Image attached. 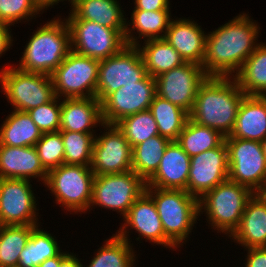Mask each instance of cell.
<instances>
[{
  "mask_svg": "<svg viewBox=\"0 0 266 267\" xmlns=\"http://www.w3.org/2000/svg\"><path fill=\"white\" fill-rule=\"evenodd\" d=\"M260 27L242 13L207 33L202 68L208 77H233L255 51Z\"/></svg>",
  "mask_w": 266,
  "mask_h": 267,
  "instance_id": "cell-1",
  "label": "cell"
},
{
  "mask_svg": "<svg viewBox=\"0 0 266 267\" xmlns=\"http://www.w3.org/2000/svg\"><path fill=\"white\" fill-rule=\"evenodd\" d=\"M245 96L233 77H207L198 88L189 119L227 137Z\"/></svg>",
  "mask_w": 266,
  "mask_h": 267,
  "instance_id": "cell-2",
  "label": "cell"
},
{
  "mask_svg": "<svg viewBox=\"0 0 266 267\" xmlns=\"http://www.w3.org/2000/svg\"><path fill=\"white\" fill-rule=\"evenodd\" d=\"M56 18L34 30L19 60V70L51 75L69 54L71 34L68 23L65 18Z\"/></svg>",
  "mask_w": 266,
  "mask_h": 267,
  "instance_id": "cell-3",
  "label": "cell"
},
{
  "mask_svg": "<svg viewBox=\"0 0 266 267\" xmlns=\"http://www.w3.org/2000/svg\"><path fill=\"white\" fill-rule=\"evenodd\" d=\"M153 198L165 236L179 248L198 220L199 199L185 190L145 188Z\"/></svg>",
  "mask_w": 266,
  "mask_h": 267,
  "instance_id": "cell-4",
  "label": "cell"
},
{
  "mask_svg": "<svg viewBox=\"0 0 266 267\" xmlns=\"http://www.w3.org/2000/svg\"><path fill=\"white\" fill-rule=\"evenodd\" d=\"M253 195L246 186L227 179L199 199V214L206 212L211 228L230 237L239 227L245 206Z\"/></svg>",
  "mask_w": 266,
  "mask_h": 267,
  "instance_id": "cell-5",
  "label": "cell"
},
{
  "mask_svg": "<svg viewBox=\"0 0 266 267\" xmlns=\"http://www.w3.org/2000/svg\"><path fill=\"white\" fill-rule=\"evenodd\" d=\"M94 177L90 166L62 164L48 171L44 185L64 210L85 214L90 208Z\"/></svg>",
  "mask_w": 266,
  "mask_h": 267,
  "instance_id": "cell-6",
  "label": "cell"
},
{
  "mask_svg": "<svg viewBox=\"0 0 266 267\" xmlns=\"http://www.w3.org/2000/svg\"><path fill=\"white\" fill-rule=\"evenodd\" d=\"M13 66L3 65L0 70V92L6 96L13 110L27 112L55 97L50 75L25 72L19 70L17 65Z\"/></svg>",
  "mask_w": 266,
  "mask_h": 267,
  "instance_id": "cell-7",
  "label": "cell"
},
{
  "mask_svg": "<svg viewBox=\"0 0 266 267\" xmlns=\"http://www.w3.org/2000/svg\"><path fill=\"white\" fill-rule=\"evenodd\" d=\"M100 61L71 50L50 75L56 97H96ZM63 96V97H62Z\"/></svg>",
  "mask_w": 266,
  "mask_h": 267,
  "instance_id": "cell-8",
  "label": "cell"
},
{
  "mask_svg": "<svg viewBox=\"0 0 266 267\" xmlns=\"http://www.w3.org/2000/svg\"><path fill=\"white\" fill-rule=\"evenodd\" d=\"M145 188L146 182L133 170L95 175L89 211L94 206L108 208L124 217Z\"/></svg>",
  "mask_w": 266,
  "mask_h": 267,
  "instance_id": "cell-9",
  "label": "cell"
},
{
  "mask_svg": "<svg viewBox=\"0 0 266 267\" xmlns=\"http://www.w3.org/2000/svg\"><path fill=\"white\" fill-rule=\"evenodd\" d=\"M228 149V179L261 193L266 185V159L259 141L225 138Z\"/></svg>",
  "mask_w": 266,
  "mask_h": 267,
  "instance_id": "cell-10",
  "label": "cell"
},
{
  "mask_svg": "<svg viewBox=\"0 0 266 267\" xmlns=\"http://www.w3.org/2000/svg\"><path fill=\"white\" fill-rule=\"evenodd\" d=\"M147 75L137 46L126 45L119 53L100 60L96 98L102 103L120 87L135 84Z\"/></svg>",
  "mask_w": 266,
  "mask_h": 267,
  "instance_id": "cell-11",
  "label": "cell"
},
{
  "mask_svg": "<svg viewBox=\"0 0 266 267\" xmlns=\"http://www.w3.org/2000/svg\"><path fill=\"white\" fill-rule=\"evenodd\" d=\"M71 34V50L97 60L119 53L125 46L124 36L116 29L94 21L66 19Z\"/></svg>",
  "mask_w": 266,
  "mask_h": 267,
  "instance_id": "cell-12",
  "label": "cell"
},
{
  "mask_svg": "<svg viewBox=\"0 0 266 267\" xmlns=\"http://www.w3.org/2000/svg\"><path fill=\"white\" fill-rule=\"evenodd\" d=\"M32 181L0 178V225L38 226Z\"/></svg>",
  "mask_w": 266,
  "mask_h": 267,
  "instance_id": "cell-13",
  "label": "cell"
},
{
  "mask_svg": "<svg viewBox=\"0 0 266 267\" xmlns=\"http://www.w3.org/2000/svg\"><path fill=\"white\" fill-rule=\"evenodd\" d=\"M207 77L202 65L185 62L155 78L156 94L190 113L198 88Z\"/></svg>",
  "mask_w": 266,
  "mask_h": 267,
  "instance_id": "cell-14",
  "label": "cell"
},
{
  "mask_svg": "<svg viewBox=\"0 0 266 267\" xmlns=\"http://www.w3.org/2000/svg\"><path fill=\"white\" fill-rule=\"evenodd\" d=\"M104 133L95 136L91 170L94 175L132 170V147L123 132L112 124H103ZM108 130V131H107Z\"/></svg>",
  "mask_w": 266,
  "mask_h": 267,
  "instance_id": "cell-15",
  "label": "cell"
},
{
  "mask_svg": "<svg viewBox=\"0 0 266 267\" xmlns=\"http://www.w3.org/2000/svg\"><path fill=\"white\" fill-rule=\"evenodd\" d=\"M155 95L156 82L150 75L120 87L101 103L103 123L116 125L127 116L148 110Z\"/></svg>",
  "mask_w": 266,
  "mask_h": 267,
  "instance_id": "cell-16",
  "label": "cell"
},
{
  "mask_svg": "<svg viewBox=\"0 0 266 267\" xmlns=\"http://www.w3.org/2000/svg\"><path fill=\"white\" fill-rule=\"evenodd\" d=\"M123 225L115 232L120 238L131 242L129 239V230L134 229L140 238L148 240L150 243L163 245L165 248H177L166 236L158 215L153 198L145 191L130 207L127 214L123 217ZM130 229H129V228Z\"/></svg>",
  "mask_w": 266,
  "mask_h": 267,
  "instance_id": "cell-17",
  "label": "cell"
},
{
  "mask_svg": "<svg viewBox=\"0 0 266 267\" xmlns=\"http://www.w3.org/2000/svg\"><path fill=\"white\" fill-rule=\"evenodd\" d=\"M187 193L200 199L228 179V149L225 141L218 147L191 157Z\"/></svg>",
  "mask_w": 266,
  "mask_h": 267,
  "instance_id": "cell-18",
  "label": "cell"
},
{
  "mask_svg": "<svg viewBox=\"0 0 266 267\" xmlns=\"http://www.w3.org/2000/svg\"><path fill=\"white\" fill-rule=\"evenodd\" d=\"M189 157L176 141H170L156 172L146 181V188L185 190L190 171Z\"/></svg>",
  "mask_w": 266,
  "mask_h": 267,
  "instance_id": "cell-19",
  "label": "cell"
},
{
  "mask_svg": "<svg viewBox=\"0 0 266 267\" xmlns=\"http://www.w3.org/2000/svg\"><path fill=\"white\" fill-rule=\"evenodd\" d=\"M201 28L192 19L176 18L174 20L173 18L164 39L180 54L185 62L202 65L207 33Z\"/></svg>",
  "mask_w": 266,
  "mask_h": 267,
  "instance_id": "cell-20",
  "label": "cell"
},
{
  "mask_svg": "<svg viewBox=\"0 0 266 267\" xmlns=\"http://www.w3.org/2000/svg\"><path fill=\"white\" fill-rule=\"evenodd\" d=\"M47 171L42 166L35 146L0 145V178H37L45 184ZM40 178V179H39Z\"/></svg>",
  "mask_w": 266,
  "mask_h": 267,
  "instance_id": "cell-21",
  "label": "cell"
},
{
  "mask_svg": "<svg viewBox=\"0 0 266 267\" xmlns=\"http://www.w3.org/2000/svg\"><path fill=\"white\" fill-rule=\"evenodd\" d=\"M61 100L59 131L95 133L93 128L104 124L101 102L96 97Z\"/></svg>",
  "mask_w": 266,
  "mask_h": 267,
  "instance_id": "cell-22",
  "label": "cell"
},
{
  "mask_svg": "<svg viewBox=\"0 0 266 267\" xmlns=\"http://www.w3.org/2000/svg\"><path fill=\"white\" fill-rule=\"evenodd\" d=\"M231 238L245 249L266 247V199L260 193H254L248 200Z\"/></svg>",
  "mask_w": 266,
  "mask_h": 267,
  "instance_id": "cell-23",
  "label": "cell"
},
{
  "mask_svg": "<svg viewBox=\"0 0 266 267\" xmlns=\"http://www.w3.org/2000/svg\"><path fill=\"white\" fill-rule=\"evenodd\" d=\"M120 5L117 0H72L66 19L94 21L104 27L116 29L124 36L127 19Z\"/></svg>",
  "mask_w": 266,
  "mask_h": 267,
  "instance_id": "cell-24",
  "label": "cell"
},
{
  "mask_svg": "<svg viewBox=\"0 0 266 267\" xmlns=\"http://www.w3.org/2000/svg\"><path fill=\"white\" fill-rule=\"evenodd\" d=\"M266 137V96H245L231 134L225 138L261 142Z\"/></svg>",
  "mask_w": 266,
  "mask_h": 267,
  "instance_id": "cell-25",
  "label": "cell"
},
{
  "mask_svg": "<svg viewBox=\"0 0 266 267\" xmlns=\"http://www.w3.org/2000/svg\"><path fill=\"white\" fill-rule=\"evenodd\" d=\"M170 11H145L133 10L131 13V22H126L125 42L128 46H137L138 39L149 40L164 38L172 20ZM132 25V26H131ZM128 26H131L130 28ZM138 33L134 36L135 33ZM134 31V33H133Z\"/></svg>",
  "mask_w": 266,
  "mask_h": 267,
  "instance_id": "cell-26",
  "label": "cell"
},
{
  "mask_svg": "<svg viewBox=\"0 0 266 267\" xmlns=\"http://www.w3.org/2000/svg\"><path fill=\"white\" fill-rule=\"evenodd\" d=\"M8 115L0 127V145L35 146L41 139L42 132L28 112L13 110Z\"/></svg>",
  "mask_w": 266,
  "mask_h": 267,
  "instance_id": "cell-27",
  "label": "cell"
},
{
  "mask_svg": "<svg viewBox=\"0 0 266 267\" xmlns=\"http://www.w3.org/2000/svg\"><path fill=\"white\" fill-rule=\"evenodd\" d=\"M137 48L147 74L153 78L185 63L180 54L164 38L145 40L143 46L141 47L139 43Z\"/></svg>",
  "mask_w": 266,
  "mask_h": 267,
  "instance_id": "cell-28",
  "label": "cell"
},
{
  "mask_svg": "<svg viewBox=\"0 0 266 267\" xmlns=\"http://www.w3.org/2000/svg\"><path fill=\"white\" fill-rule=\"evenodd\" d=\"M247 96H266V44L259 43L233 76Z\"/></svg>",
  "mask_w": 266,
  "mask_h": 267,
  "instance_id": "cell-29",
  "label": "cell"
},
{
  "mask_svg": "<svg viewBox=\"0 0 266 267\" xmlns=\"http://www.w3.org/2000/svg\"><path fill=\"white\" fill-rule=\"evenodd\" d=\"M149 110L156 121L159 135L176 141L189 119V113L157 94Z\"/></svg>",
  "mask_w": 266,
  "mask_h": 267,
  "instance_id": "cell-30",
  "label": "cell"
},
{
  "mask_svg": "<svg viewBox=\"0 0 266 267\" xmlns=\"http://www.w3.org/2000/svg\"><path fill=\"white\" fill-rule=\"evenodd\" d=\"M170 140L156 135L132 147V170L145 182L156 172Z\"/></svg>",
  "mask_w": 266,
  "mask_h": 267,
  "instance_id": "cell-31",
  "label": "cell"
},
{
  "mask_svg": "<svg viewBox=\"0 0 266 267\" xmlns=\"http://www.w3.org/2000/svg\"><path fill=\"white\" fill-rule=\"evenodd\" d=\"M224 141L225 136L219 131L199 125L191 119H188L184 129L176 140L189 157L216 148Z\"/></svg>",
  "mask_w": 266,
  "mask_h": 267,
  "instance_id": "cell-32",
  "label": "cell"
},
{
  "mask_svg": "<svg viewBox=\"0 0 266 267\" xmlns=\"http://www.w3.org/2000/svg\"><path fill=\"white\" fill-rule=\"evenodd\" d=\"M104 241L86 267H134L137 257L133 244L116 234Z\"/></svg>",
  "mask_w": 266,
  "mask_h": 267,
  "instance_id": "cell-33",
  "label": "cell"
},
{
  "mask_svg": "<svg viewBox=\"0 0 266 267\" xmlns=\"http://www.w3.org/2000/svg\"><path fill=\"white\" fill-rule=\"evenodd\" d=\"M35 227L0 225V267L18 265L19 255Z\"/></svg>",
  "mask_w": 266,
  "mask_h": 267,
  "instance_id": "cell-34",
  "label": "cell"
},
{
  "mask_svg": "<svg viewBox=\"0 0 266 267\" xmlns=\"http://www.w3.org/2000/svg\"><path fill=\"white\" fill-rule=\"evenodd\" d=\"M64 144V164L90 166L95 133L60 131Z\"/></svg>",
  "mask_w": 266,
  "mask_h": 267,
  "instance_id": "cell-35",
  "label": "cell"
},
{
  "mask_svg": "<svg viewBox=\"0 0 266 267\" xmlns=\"http://www.w3.org/2000/svg\"><path fill=\"white\" fill-rule=\"evenodd\" d=\"M116 126L123 132L131 147L159 135L158 126L149 109L123 118Z\"/></svg>",
  "mask_w": 266,
  "mask_h": 267,
  "instance_id": "cell-36",
  "label": "cell"
},
{
  "mask_svg": "<svg viewBox=\"0 0 266 267\" xmlns=\"http://www.w3.org/2000/svg\"><path fill=\"white\" fill-rule=\"evenodd\" d=\"M40 162L48 172L64 164V144L61 132L42 133L35 145Z\"/></svg>",
  "mask_w": 266,
  "mask_h": 267,
  "instance_id": "cell-37",
  "label": "cell"
},
{
  "mask_svg": "<svg viewBox=\"0 0 266 267\" xmlns=\"http://www.w3.org/2000/svg\"><path fill=\"white\" fill-rule=\"evenodd\" d=\"M32 0H0V23L12 26L42 14ZM19 21V22H18Z\"/></svg>",
  "mask_w": 266,
  "mask_h": 267,
  "instance_id": "cell-38",
  "label": "cell"
},
{
  "mask_svg": "<svg viewBox=\"0 0 266 267\" xmlns=\"http://www.w3.org/2000/svg\"><path fill=\"white\" fill-rule=\"evenodd\" d=\"M60 100L59 97L55 96L50 102L27 111L42 133L59 131L61 117Z\"/></svg>",
  "mask_w": 266,
  "mask_h": 267,
  "instance_id": "cell-39",
  "label": "cell"
},
{
  "mask_svg": "<svg viewBox=\"0 0 266 267\" xmlns=\"http://www.w3.org/2000/svg\"><path fill=\"white\" fill-rule=\"evenodd\" d=\"M36 226V253L38 266L48 258L57 256L62 249H60L57 239L44 229ZM44 230V231H43Z\"/></svg>",
  "mask_w": 266,
  "mask_h": 267,
  "instance_id": "cell-40",
  "label": "cell"
},
{
  "mask_svg": "<svg viewBox=\"0 0 266 267\" xmlns=\"http://www.w3.org/2000/svg\"><path fill=\"white\" fill-rule=\"evenodd\" d=\"M18 266L38 267L36 253V227L31 231V236L27 241V245L23 248L19 255Z\"/></svg>",
  "mask_w": 266,
  "mask_h": 267,
  "instance_id": "cell-41",
  "label": "cell"
},
{
  "mask_svg": "<svg viewBox=\"0 0 266 267\" xmlns=\"http://www.w3.org/2000/svg\"><path fill=\"white\" fill-rule=\"evenodd\" d=\"M245 267H266V247L247 248Z\"/></svg>",
  "mask_w": 266,
  "mask_h": 267,
  "instance_id": "cell-42",
  "label": "cell"
},
{
  "mask_svg": "<svg viewBox=\"0 0 266 267\" xmlns=\"http://www.w3.org/2000/svg\"><path fill=\"white\" fill-rule=\"evenodd\" d=\"M133 10L170 11V0H135Z\"/></svg>",
  "mask_w": 266,
  "mask_h": 267,
  "instance_id": "cell-43",
  "label": "cell"
},
{
  "mask_svg": "<svg viewBox=\"0 0 266 267\" xmlns=\"http://www.w3.org/2000/svg\"><path fill=\"white\" fill-rule=\"evenodd\" d=\"M10 26L0 23V57L13 45V35Z\"/></svg>",
  "mask_w": 266,
  "mask_h": 267,
  "instance_id": "cell-44",
  "label": "cell"
},
{
  "mask_svg": "<svg viewBox=\"0 0 266 267\" xmlns=\"http://www.w3.org/2000/svg\"><path fill=\"white\" fill-rule=\"evenodd\" d=\"M69 254V252H64L63 250L52 258H48L43 261L38 267H59L61 261Z\"/></svg>",
  "mask_w": 266,
  "mask_h": 267,
  "instance_id": "cell-45",
  "label": "cell"
},
{
  "mask_svg": "<svg viewBox=\"0 0 266 267\" xmlns=\"http://www.w3.org/2000/svg\"><path fill=\"white\" fill-rule=\"evenodd\" d=\"M59 267H83L81 260L70 252L60 263Z\"/></svg>",
  "mask_w": 266,
  "mask_h": 267,
  "instance_id": "cell-46",
  "label": "cell"
},
{
  "mask_svg": "<svg viewBox=\"0 0 266 267\" xmlns=\"http://www.w3.org/2000/svg\"><path fill=\"white\" fill-rule=\"evenodd\" d=\"M60 1H64V0H32V2L35 4V6L42 12L45 10H47V8L49 7H53L54 4H58ZM66 1V0H65ZM72 0H68V2H70L71 4Z\"/></svg>",
  "mask_w": 266,
  "mask_h": 267,
  "instance_id": "cell-47",
  "label": "cell"
},
{
  "mask_svg": "<svg viewBox=\"0 0 266 267\" xmlns=\"http://www.w3.org/2000/svg\"><path fill=\"white\" fill-rule=\"evenodd\" d=\"M260 143H261L262 151L266 159V137Z\"/></svg>",
  "mask_w": 266,
  "mask_h": 267,
  "instance_id": "cell-48",
  "label": "cell"
},
{
  "mask_svg": "<svg viewBox=\"0 0 266 267\" xmlns=\"http://www.w3.org/2000/svg\"><path fill=\"white\" fill-rule=\"evenodd\" d=\"M266 199V185L263 191L260 193Z\"/></svg>",
  "mask_w": 266,
  "mask_h": 267,
  "instance_id": "cell-49",
  "label": "cell"
},
{
  "mask_svg": "<svg viewBox=\"0 0 266 267\" xmlns=\"http://www.w3.org/2000/svg\"><path fill=\"white\" fill-rule=\"evenodd\" d=\"M8 267H20V266H18V265H14V266H8Z\"/></svg>",
  "mask_w": 266,
  "mask_h": 267,
  "instance_id": "cell-50",
  "label": "cell"
}]
</instances>
